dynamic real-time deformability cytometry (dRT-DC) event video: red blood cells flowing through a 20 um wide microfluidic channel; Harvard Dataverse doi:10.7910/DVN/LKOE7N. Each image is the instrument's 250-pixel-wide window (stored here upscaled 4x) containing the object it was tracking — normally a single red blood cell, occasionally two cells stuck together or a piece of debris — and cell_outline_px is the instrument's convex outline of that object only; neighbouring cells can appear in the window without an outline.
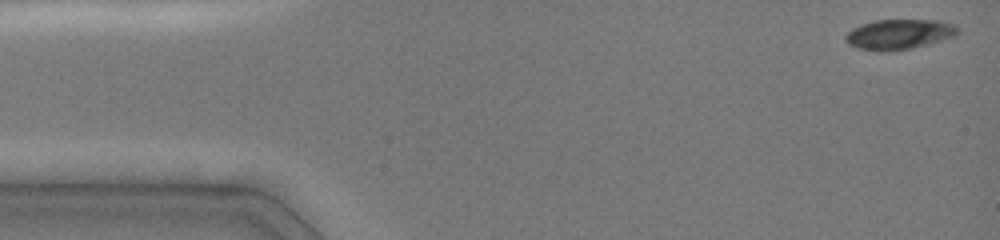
{"species": "common noctule bat (a hibernating species)", "species_latin": "Nyctalus noctula", "temperature_condition": "cold", "stored_images_in_passage": 14, "camera_frame_rate_fps": 3000, "um_per_image_px": 0.085, "animal": {"sex": "female", "body_mass_g": 19.0, "forearm_length_mm": 51.5}, "frame": {"image": 1, "passage_image": 1, "time_ms": 0.0, "image_size_px": [1000, 240], "cell_outline_px": [[960, 32], [956, 36], [928, 44], [908, 48], [880, 52], [876, 52], [856, 48], [848, 44], [844, 40], [844, 36], [852, 28], [860, 24], [876, 20], [936, 20], [956, 24], [960, 28]], "centroid_in_image_um": [76.42, 2.91], "position_along_channel_um": 8.6, "area_um2": 19.94}}
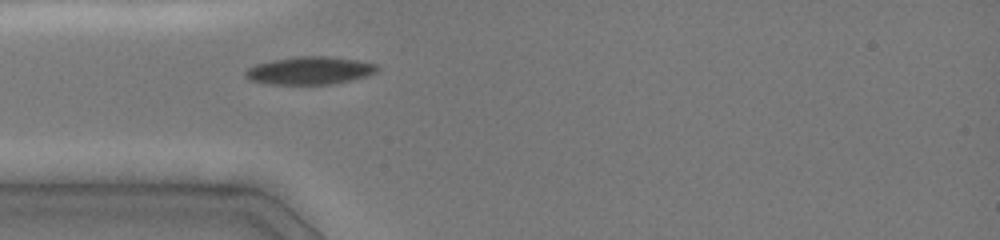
{"frame": {"image": 2, "passage_image": 10, "time_ms": 4.0, "image_size_px": [1000, 240], "cell_outline_px": [[380, 68], [376, 72], [368, 76], [352, 80], [332, 84], [268, 84], [248, 80], [244, 76], [244, 72], [248, 68], [256, 64], [272, 60], [296, 56], [328, 56], [356, 60], [376, 64]], "centroid_in_image_um": [26.32, 6.0], "position_along_channel_um": 58.7, "area_um2": 21.5}}